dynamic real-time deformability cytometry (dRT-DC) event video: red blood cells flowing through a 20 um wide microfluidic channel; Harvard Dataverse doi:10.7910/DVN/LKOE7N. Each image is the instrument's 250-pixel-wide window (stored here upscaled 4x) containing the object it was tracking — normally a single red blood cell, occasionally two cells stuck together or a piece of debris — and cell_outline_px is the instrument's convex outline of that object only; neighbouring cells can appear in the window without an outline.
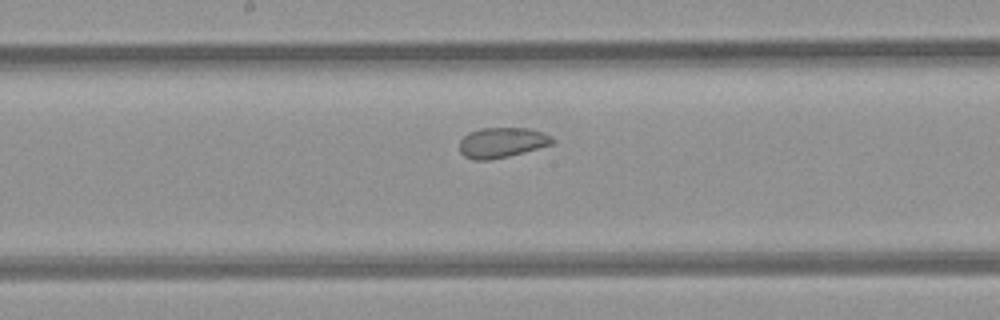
{"species": "common noctule bat (a hibernating species)", "species_latin": "Nyctalus noctula", "temperature_condition": "room temperature", "stored_images_in_passage": 7, "camera_frame_rate_fps": 3000, "um_per_image_px": 0.085, "animal": {"sex": "female", "body_mass_g": 21.9}, "frame": {"image": 1, "passage_image": 7, "time_ms": 7.0, "image_size_px": [1000, 320], "cell_outline_px": [[556, 140], [552, 144], [524, 152], [508, 156], [488, 160], [476, 160], [464, 156], [460, 152], [460, 140], [468, 132], [480, 128], [528, 128], [544, 132], [552, 136]], "centroid_in_image_um": [42.68, 12.1], "position_along_channel_um": 205.5, "area_um2": 16.42}}